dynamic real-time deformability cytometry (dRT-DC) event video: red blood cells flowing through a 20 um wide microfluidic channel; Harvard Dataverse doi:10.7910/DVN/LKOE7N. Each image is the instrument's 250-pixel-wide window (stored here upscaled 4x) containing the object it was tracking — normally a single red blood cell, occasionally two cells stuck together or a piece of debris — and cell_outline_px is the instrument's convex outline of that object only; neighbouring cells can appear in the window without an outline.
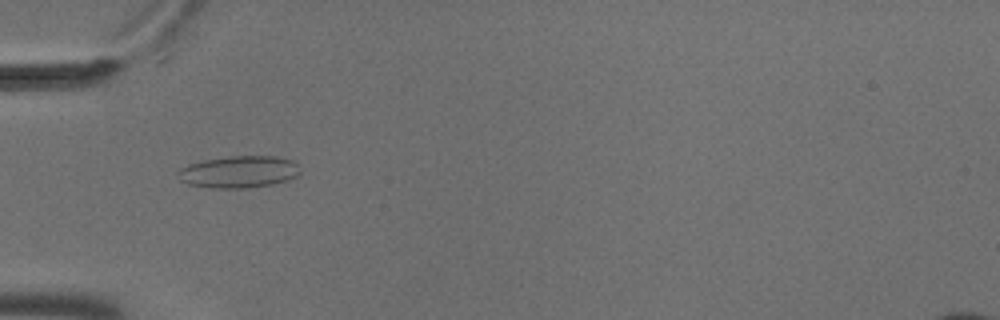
{"species": "common noctule bat (a hibernating species)", "species_latin": "Nyctalus noctula", "temperature_condition": "cold", "stored_images_in_passage": 6, "camera_frame_rate_fps": 3000, "um_per_image_px": 0.085, "animal": {"sex": "male", "body_mass_g": 18.8}, "frame": {"image": 1, "passage_image": 5, "time_ms": 1.333, "image_size_px": [1000, 320], "cell_outline_px": [[300, 172], [296, 176], [272, 184], [248, 188], [212, 188], [188, 184], [180, 180], [176, 172], [180, 168], [188, 164], [204, 160], [232, 156], [276, 156], [292, 160], [300, 164]], "centroid_in_image_um": [20.3, 14.6], "position_along_channel_um": 64.7, "area_um2": 22.83}}